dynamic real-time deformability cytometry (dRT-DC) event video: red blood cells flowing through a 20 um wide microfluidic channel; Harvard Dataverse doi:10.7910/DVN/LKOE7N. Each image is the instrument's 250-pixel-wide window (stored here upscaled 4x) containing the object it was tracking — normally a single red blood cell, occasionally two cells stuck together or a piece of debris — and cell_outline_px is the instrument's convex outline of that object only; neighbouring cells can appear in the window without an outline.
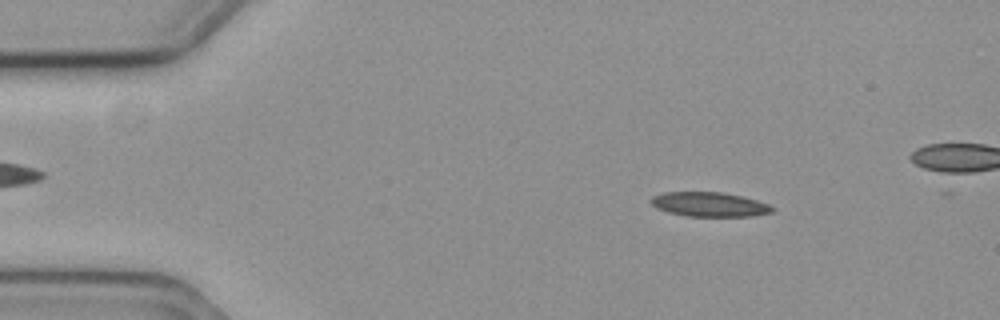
{"species": "common noctule bat (a hibernating species)", "species_latin": "Nyctalus noctula", "temperature_condition": "cold", "stored_images_in_passage": 18, "camera_frame_rate_fps": 3000, "um_per_image_px": 0.085, "animal": {"sex": "female", "body_mass_g": 19.3, "forearm_length_mm": 54.1}, "frame": {"image": 1, "passage_image": 8, "time_ms": 2.333, "image_size_px": [1000, 320], "cell_outline_px": [[776, 208], [772, 212], [752, 216], [684, 216], [668, 212], [656, 208], [648, 200], [652, 196], [664, 192], [720, 192], [740, 196], [756, 200], [768, 204]], "centroid_in_image_um": [60.26, 17.37], "position_along_channel_um": 24.7, "area_um2": 17.28}}